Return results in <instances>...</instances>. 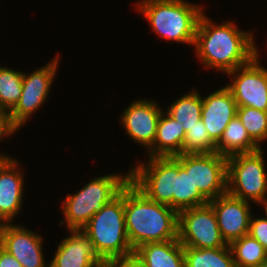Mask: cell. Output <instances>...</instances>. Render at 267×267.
<instances>
[{"mask_svg": "<svg viewBox=\"0 0 267 267\" xmlns=\"http://www.w3.org/2000/svg\"><path fill=\"white\" fill-rule=\"evenodd\" d=\"M14 224V225H13ZM43 236L15 223H3L1 246L23 267H49L43 253Z\"/></svg>", "mask_w": 267, "mask_h": 267, "instance_id": "4fadbf2b", "label": "cell"}, {"mask_svg": "<svg viewBox=\"0 0 267 267\" xmlns=\"http://www.w3.org/2000/svg\"><path fill=\"white\" fill-rule=\"evenodd\" d=\"M209 204L213 207L219 230L227 244L248 234L251 202L225 193L209 201Z\"/></svg>", "mask_w": 267, "mask_h": 267, "instance_id": "5bb4252c", "label": "cell"}, {"mask_svg": "<svg viewBox=\"0 0 267 267\" xmlns=\"http://www.w3.org/2000/svg\"><path fill=\"white\" fill-rule=\"evenodd\" d=\"M185 131L183 126L162 111L157 125L153 145L147 150V157H175L183 153Z\"/></svg>", "mask_w": 267, "mask_h": 267, "instance_id": "ac0fdd59", "label": "cell"}, {"mask_svg": "<svg viewBox=\"0 0 267 267\" xmlns=\"http://www.w3.org/2000/svg\"><path fill=\"white\" fill-rule=\"evenodd\" d=\"M0 267H23L15 257L0 246Z\"/></svg>", "mask_w": 267, "mask_h": 267, "instance_id": "4dcf8cb0", "label": "cell"}, {"mask_svg": "<svg viewBox=\"0 0 267 267\" xmlns=\"http://www.w3.org/2000/svg\"><path fill=\"white\" fill-rule=\"evenodd\" d=\"M208 203L209 201L194 186L190 172H186L179 162V175H176V194H173V209L179 212Z\"/></svg>", "mask_w": 267, "mask_h": 267, "instance_id": "cb8c5ba5", "label": "cell"}, {"mask_svg": "<svg viewBox=\"0 0 267 267\" xmlns=\"http://www.w3.org/2000/svg\"><path fill=\"white\" fill-rule=\"evenodd\" d=\"M105 267H146L137 257L134 255L114 259L106 263Z\"/></svg>", "mask_w": 267, "mask_h": 267, "instance_id": "f546056e", "label": "cell"}, {"mask_svg": "<svg viewBox=\"0 0 267 267\" xmlns=\"http://www.w3.org/2000/svg\"><path fill=\"white\" fill-rule=\"evenodd\" d=\"M1 232H2V223H0V246H1Z\"/></svg>", "mask_w": 267, "mask_h": 267, "instance_id": "e575fe53", "label": "cell"}, {"mask_svg": "<svg viewBox=\"0 0 267 267\" xmlns=\"http://www.w3.org/2000/svg\"><path fill=\"white\" fill-rule=\"evenodd\" d=\"M59 56L57 54L49 63L35 68L36 70L30 74L23 72L21 97L16 106L8 113L12 124L18 130L25 126L31 115L46 103L58 73Z\"/></svg>", "mask_w": 267, "mask_h": 267, "instance_id": "ba28073f", "label": "cell"}, {"mask_svg": "<svg viewBox=\"0 0 267 267\" xmlns=\"http://www.w3.org/2000/svg\"><path fill=\"white\" fill-rule=\"evenodd\" d=\"M178 240L183 247L197 249L228 245L221 235L213 207L209 203L178 212Z\"/></svg>", "mask_w": 267, "mask_h": 267, "instance_id": "9c48e42d", "label": "cell"}, {"mask_svg": "<svg viewBox=\"0 0 267 267\" xmlns=\"http://www.w3.org/2000/svg\"><path fill=\"white\" fill-rule=\"evenodd\" d=\"M92 242L95 253L107 262L134 255L127 237L124 213V187L95 213L81 229Z\"/></svg>", "mask_w": 267, "mask_h": 267, "instance_id": "3957f363", "label": "cell"}, {"mask_svg": "<svg viewBox=\"0 0 267 267\" xmlns=\"http://www.w3.org/2000/svg\"><path fill=\"white\" fill-rule=\"evenodd\" d=\"M148 1H154V0H141V1L139 0V2H136L137 3L136 6L138 7L140 4H143Z\"/></svg>", "mask_w": 267, "mask_h": 267, "instance_id": "d6a6232c", "label": "cell"}, {"mask_svg": "<svg viewBox=\"0 0 267 267\" xmlns=\"http://www.w3.org/2000/svg\"><path fill=\"white\" fill-rule=\"evenodd\" d=\"M129 182V171L127 174H108L94 177L78 192L68 194L63 199L61 210L64 221L60 224L67 226L69 230H81L99 212L104 205L109 203Z\"/></svg>", "mask_w": 267, "mask_h": 267, "instance_id": "5b68a950", "label": "cell"}, {"mask_svg": "<svg viewBox=\"0 0 267 267\" xmlns=\"http://www.w3.org/2000/svg\"><path fill=\"white\" fill-rule=\"evenodd\" d=\"M212 152H216V143L211 139L200 119L185 133L182 154H208Z\"/></svg>", "mask_w": 267, "mask_h": 267, "instance_id": "4316f807", "label": "cell"}, {"mask_svg": "<svg viewBox=\"0 0 267 267\" xmlns=\"http://www.w3.org/2000/svg\"><path fill=\"white\" fill-rule=\"evenodd\" d=\"M226 21L217 25L203 12L193 44L201 64L223 74L250 63L255 42L253 31L240 30L234 21Z\"/></svg>", "mask_w": 267, "mask_h": 267, "instance_id": "6da1fadb", "label": "cell"}, {"mask_svg": "<svg viewBox=\"0 0 267 267\" xmlns=\"http://www.w3.org/2000/svg\"><path fill=\"white\" fill-rule=\"evenodd\" d=\"M147 158L146 163L132 164L129 181L150 200L173 208L179 161L175 157Z\"/></svg>", "mask_w": 267, "mask_h": 267, "instance_id": "52a82bcc", "label": "cell"}, {"mask_svg": "<svg viewBox=\"0 0 267 267\" xmlns=\"http://www.w3.org/2000/svg\"><path fill=\"white\" fill-rule=\"evenodd\" d=\"M19 131L11 122L8 112L0 110V142L5 137L13 136ZM11 158L10 155L0 152V161Z\"/></svg>", "mask_w": 267, "mask_h": 267, "instance_id": "f1b7e54d", "label": "cell"}, {"mask_svg": "<svg viewBox=\"0 0 267 267\" xmlns=\"http://www.w3.org/2000/svg\"><path fill=\"white\" fill-rule=\"evenodd\" d=\"M248 234L267 250V219L265 217L255 218L252 214Z\"/></svg>", "mask_w": 267, "mask_h": 267, "instance_id": "83f0119b", "label": "cell"}, {"mask_svg": "<svg viewBox=\"0 0 267 267\" xmlns=\"http://www.w3.org/2000/svg\"><path fill=\"white\" fill-rule=\"evenodd\" d=\"M202 96L195 88L176 99L166 112L180 123L185 133L201 119Z\"/></svg>", "mask_w": 267, "mask_h": 267, "instance_id": "7402d4cb", "label": "cell"}, {"mask_svg": "<svg viewBox=\"0 0 267 267\" xmlns=\"http://www.w3.org/2000/svg\"><path fill=\"white\" fill-rule=\"evenodd\" d=\"M23 71L0 66V110L10 112L21 97Z\"/></svg>", "mask_w": 267, "mask_h": 267, "instance_id": "d4e9b609", "label": "cell"}, {"mask_svg": "<svg viewBox=\"0 0 267 267\" xmlns=\"http://www.w3.org/2000/svg\"><path fill=\"white\" fill-rule=\"evenodd\" d=\"M124 213L133 250L146 243L178 239V212L150 200L130 181L124 186Z\"/></svg>", "mask_w": 267, "mask_h": 267, "instance_id": "7a4b0ae2", "label": "cell"}, {"mask_svg": "<svg viewBox=\"0 0 267 267\" xmlns=\"http://www.w3.org/2000/svg\"><path fill=\"white\" fill-rule=\"evenodd\" d=\"M258 205L264 207V210H265V211H264V214L266 215V216H264V217L267 219V199L264 200V201H262V202H260Z\"/></svg>", "mask_w": 267, "mask_h": 267, "instance_id": "1f68e13d", "label": "cell"}, {"mask_svg": "<svg viewBox=\"0 0 267 267\" xmlns=\"http://www.w3.org/2000/svg\"><path fill=\"white\" fill-rule=\"evenodd\" d=\"M259 267H267V260L264 261V262H262V263L259 265Z\"/></svg>", "mask_w": 267, "mask_h": 267, "instance_id": "836d02e7", "label": "cell"}, {"mask_svg": "<svg viewBox=\"0 0 267 267\" xmlns=\"http://www.w3.org/2000/svg\"><path fill=\"white\" fill-rule=\"evenodd\" d=\"M258 45L254 42V59L225 75L231 76L230 90L237 107L267 111V68L261 66Z\"/></svg>", "mask_w": 267, "mask_h": 267, "instance_id": "8fae6325", "label": "cell"}, {"mask_svg": "<svg viewBox=\"0 0 267 267\" xmlns=\"http://www.w3.org/2000/svg\"><path fill=\"white\" fill-rule=\"evenodd\" d=\"M175 158L190 172L194 186L208 201L227 193V157L212 152L180 154Z\"/></svg>", "mask_w": 267, "mask_h": 267, "instance_id": "30bf717a", "label": "cell"}, {"mask_svg": "<svg viewBox=\"0 0 267 267\" xmlns=\"http://www.w3.org/2000/svg\"><path fill=\"white\" fill-rule=\"evenodd\" d=\"M55 251L49 267H105L95 253L92 242L82 230H69Z\"/></svg>", "mask_w": 267, "mask_h": 267, "instance_id": "2e32d148", "label": "cell"}, {"mask_svg": "<svg viewBox=\"0 0 267 267\" xmlns=\"http://www.w3.org/2000/svg\"><path fill=\"white\" fill-rule=\"evenodd\" d=\"M146 267H186L184 247L176 240L146 243L134 250Z\"/></svg>", "mask_w": 267, "mask_h": 267, "instance_id": "d6986e66", "label": "cell"}, {"mask_svg": "<svg viewBox=\"0 0 267 267\" xmlns=\"http://www.w3.org/2000/svg\"><path fill=\"white\" fill-rule=\"evenodd\" d=\"M229 247L237 267H259L267 260L266 249L249 234L232 241Z\"/></svg>", "mask_w": 267, "mask_h": 267, "instance_id": "603a6c76", "label": "cell"}, {"mask_svg": "<svg viewBox=\"0 0 267 267\" xmlns=\"http://www.w3.org/2000/svg\"><path fill=\"white\" fill-rule=\"evenodd\" d=\"M227 193L256 205L267 199L264 150L227 157Z\"/></svg>", "mask_w": 267, "mask_h": 267, "instance_id": "8992f818", "label": "cell"}, {"mask_svg": "<svg viewBox=\"0 0 267 267\" xmlns=\"http://www.w3.org/2000/svg\"><path fill=\"white\" fill-rule=\"evenodd\" d=\"M184 259L186 267H237L229 244L207 249L184 247Z\"/></svg>", "mask_w": 267, "mask_h": 267, "instance_id": "44dd1931", "label": "cell"}, {"mask_svg": "<svg viewBox=\"0 0 267 267\" xmlns=\"http://www.w3.org/2000/svg\"><path fill=\"white\" fill-rule=\"evenodd\" d=\"M236 111V101L226 86L205 97L202 96L201 120L215 143L220 140Z\"/></svg>", "mask_w": 267, "mask_h": 267, "instance_id": "e0dca14e", "label": "cell"}, {"mask_svg": "<svg viewBox=\"0 0 267 267\" xmlns=\"http://www.w3.org/2000/svg\"><path fill=\"white\" fill-rule=\"evenodd\" d=\"M20 161L11 157L0 161V223H13L23 207L25 182Z\"/></svg>", "mask_w": 267, "mask_h": 267, "instance_id": "9a60e30c", "label": "cell"}, {"mask_svg": "<svg viewBox=\"0 0 267 267\" xmlns=\"http://www.w3.org/2000/svg\"><path fill=\"white\" fill-rule=\"evenodd\" d=\"M259 149L261 148L250 138L237 115L232 118L216 143V152L225 157L251 153Z\"/></svg>", "mask_w": 267, "mask_h": 267, "instance_id": "ffe728a7", "label": "cell"}, {"mask_svg": "<svg viewBox=\"0 0 267 267\" xmlns=\"http://www.w3.org/2000/svg\"><path fill=\"white\" fill-rule=\"evenodd\" d=\"M162 111L161 106L153 99H137L123 110L119 122L132 141L148 150L155 140Z\"/></svg>", "mask_w": 267, "mask_h": 267, "instance_id": "7c38bea8", "label": "cell"}, {"mask_svg": "<svg viewBox=\"0 0 267 267\" xmlns=\"http://www.w3.org/2000/svg\"><path fill=\"white\" fill-rule=\"evenodd\" d=\"M236 115L244 125L250 138L260 148H263L261 145L264 141H267V111L250 107H237Z\"/></svg>", "mask_w": 267, "mask_h": 267, "instance_id": "484cf974", "label": "cell"}, {"mask_svg": "<svg viewBox=\"0 0 267 267\" xmlns=\"http://www.w3.org/2000/svg\"><path fill=\"white\" fill-rule=\"evenodd\" d=\"M151 29L166 41L193 45L203 5L187 0H154L137 7Z\"/></svg>", "mask_w": 267, "mask_h": 267, "instance_id": "277c9868", "label": "cell"}]
</instances>
